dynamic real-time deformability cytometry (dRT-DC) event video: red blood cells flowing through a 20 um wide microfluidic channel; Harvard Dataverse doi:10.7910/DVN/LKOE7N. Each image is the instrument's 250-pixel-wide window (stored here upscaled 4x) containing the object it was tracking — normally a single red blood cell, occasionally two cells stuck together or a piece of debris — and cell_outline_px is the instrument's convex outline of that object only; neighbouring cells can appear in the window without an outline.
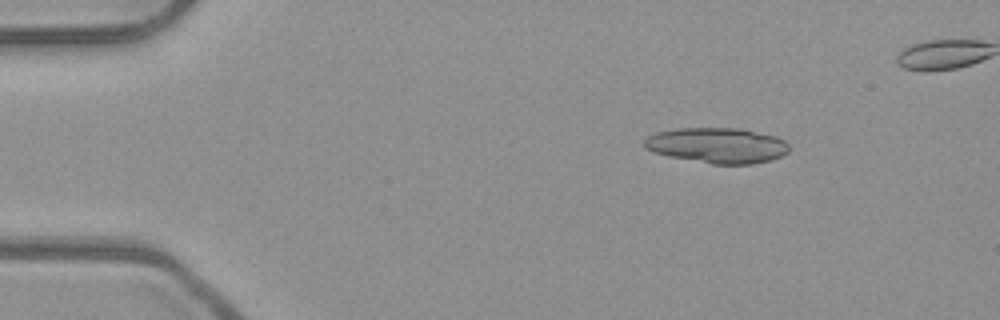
{"species": "common noctule bat (a hibernating species)", "species_latin": "Nyctalus noctula", "temperature_condition": "room temperature", "stored_images_in_passage": 4, "camera_frame_rate_fps": 3000, "um_per_image_px": 0.085, "animal": {"sex": "male", "body_mass_g": 23.1, "forearm_length_mm": 52.7}, "frame": {"image": 1, "passage_image": 1, "time_ms": 0.0, "image_size_px": [1000, 320], "cell_outline_px": [[788, 152], [780, 156], [768, 160], [752, 164], [712, 164], [668, 156], [652, 152], [644, 148], [644, 140], [648, 136], [656, 132], [676, 128], [740, 128], [776, 136], [784, 140], [788, 144]], "centroid_in_image_um": [60.93, 12.35], "position_along_channel_um": 24.1, "area_um2": 29.94}}